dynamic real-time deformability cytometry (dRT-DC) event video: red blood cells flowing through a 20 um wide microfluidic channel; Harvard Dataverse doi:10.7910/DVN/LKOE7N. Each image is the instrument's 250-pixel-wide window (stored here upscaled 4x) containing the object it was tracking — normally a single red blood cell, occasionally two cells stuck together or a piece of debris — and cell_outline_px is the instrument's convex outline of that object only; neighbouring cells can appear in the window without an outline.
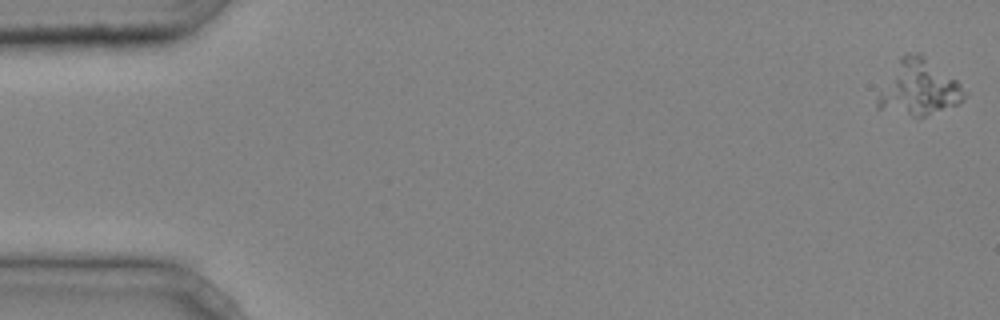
{"species": "common noctule bat (a hibernating species)", "species_latin": "Nyctalus noctula", "temperature_condition": "cold", "stored_images_in_passage": 43, "camera_frame_rate_fps": 3000, "um_per_image_px": 0.085, "animal": {"sex": "male", "body_mass_g": 20.4}, "frame": {"image": 1, "passage_image": 1, "time_ms": 0.0, "image_size_px": [1000, 320], "cell_outline_px": [[968, 92], [964, 100], [960, 104], [924, 116], [912, 116], [876, 108], [876, 96], [900, 56], [908, 52], [920, 52], [956, 80]], "centroid_in_image_um": [78.1, 7.46], "position_along_channel_um": 6.9, "area_um2": 28.09}}
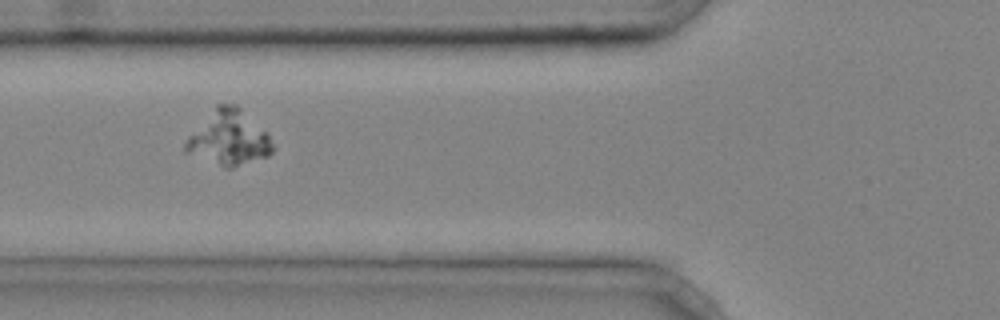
{"frame": {"image": 2, "passage_image": 18, "time_ms": 5.667, "image_size_px": [1000, 320], "cell_outline_px": [[272, 152], [268, 156], [232, 168], [224, 168], [184, 152], [184, 144], [188, 136], [216, 104], [236, 104], [268, 132], [272, 144]], "centroid_in_image_um": [19.43, 11.73], "position_along_channel_um": 106.4, "area_um2": 27.92}}
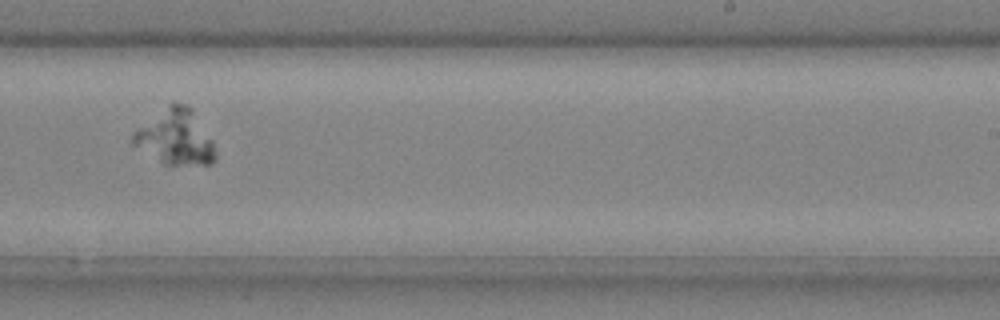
{"frame": {"image": 3, "passage_image": 30, "time_ms": 9.667, "image_size_px": [1000, 320], "cell_outline_px": [[216, 160], [212, 164], [164, 164], [132, 144], [132, 132], [136, 128], [172, 100], [188, 104], [192, 108], [212, 140], [216, 156]], "centroid_in_image_um": [14.9, 11.61], "position_along_channel_um": 274.1, "area_um2": 26.7}}